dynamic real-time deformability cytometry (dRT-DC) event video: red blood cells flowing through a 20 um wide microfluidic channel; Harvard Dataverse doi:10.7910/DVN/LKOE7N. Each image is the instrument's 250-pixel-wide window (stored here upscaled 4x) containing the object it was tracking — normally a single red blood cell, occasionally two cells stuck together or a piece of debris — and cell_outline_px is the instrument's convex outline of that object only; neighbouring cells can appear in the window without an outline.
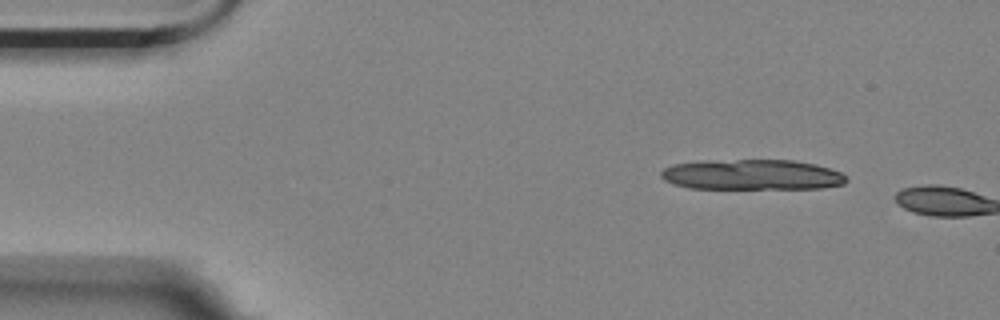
{"species": "Egyptian fruit bat (a non-hibernating species)", "species_latin": "Rousettus aegyptiacus", "temperature_condition": "room temperature", "stored_images_in_passage": 2, "camera_frame_rate_fps": 3000, "um_per_image_px": 0.085, "animal": {"sex": "female"}, "frame": {"image": 1, "passage_image": 1, "time_ms": 0.0, "image_size_px": [1000, 320], "cell_outline_px": [[848, 180], [844, 184], [820, 188], [688, 188], [672, 184], [664, 180], [660, 176], [660, 172], [664, 168], [672, 164], [700, 160], [792, 160], [816, 164], [840, 172]], "centroid_in_image_um": [63.85, 14.84], "position_along_channel_um": 21.1, "area_um2": 32.95}}